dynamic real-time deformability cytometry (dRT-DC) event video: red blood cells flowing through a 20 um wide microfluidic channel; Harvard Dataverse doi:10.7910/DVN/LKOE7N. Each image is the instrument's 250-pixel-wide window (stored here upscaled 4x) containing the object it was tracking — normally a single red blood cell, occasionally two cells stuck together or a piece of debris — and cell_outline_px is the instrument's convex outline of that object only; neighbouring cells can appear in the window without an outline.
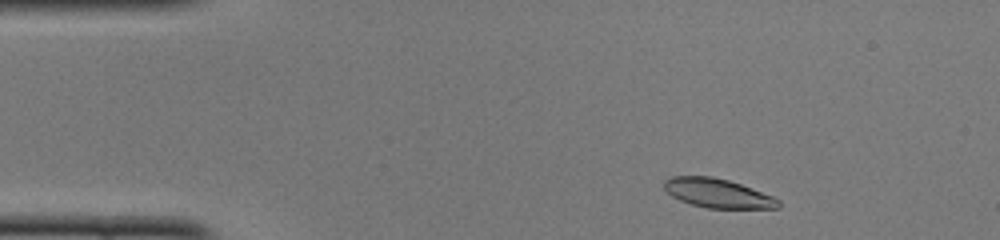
{"species": "common noctule bat (a hibernating species)", "species_latin": "Nyctalus noctula", "temperature_condition": "cold", "stored_images_in_passage": 45, "camera_frame_rate_fps": 3000, "um_per_image_px": 0.085, "animal": {"sex": "female", "body_mass_g": 22.0, "forearm_length_mm": 56.7}, "frame": {"image": 1, "passage_image": 3, "time_ms": 0.667, "image_size_px": [1000, 240], "cell_outline_px": [[780, 208], [708, 208], [692, 204], [680, 200], [672, 196], [664, 188], [664, 180], [672, 176], [712, 176], [728, 180], [752, 188], [772, 196], [780, 200]], "centroid_in_image_um": [61.0, 16.42], "position_along_channel_um": 24.0, "area_um2": 19.25}}
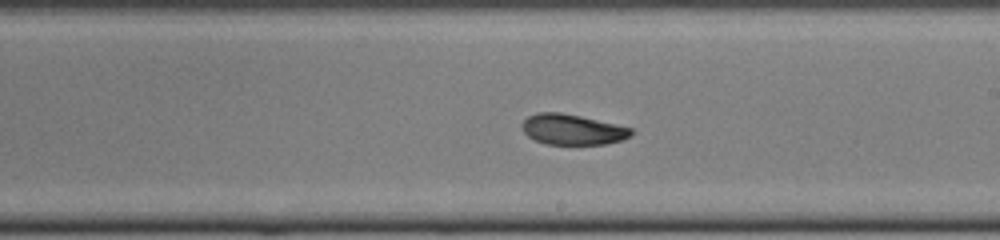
{"frame": {"image": 2, "passage_image": 24, "time_ms": 7.667, "image_size_px": [1000, 240], "cell_outline_px": [[632, 136], [624, 140], [604, 144], [544, 144], [528, 136], [524, 132], [520, 124], [528, 116], [536, 112], [560, 112], [580, 116], [632, 128]], "centroid_in_image_um": [48.64, 11.01], "position_along_channel_um": 240.4, "area_um2": 19.42}}
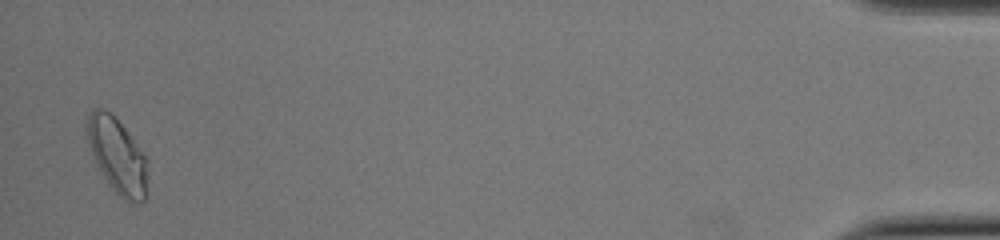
{"frame": {"image": 3, "passage_image": 44, "time_ms": 14.333, "image_size_px": [1000, 240], "cell_outline_px": [[148, 196], [140, 204], [132, 204], [124, 200], [112, 188], [104, 176], [92, 152], [88, 140], [84, 124], [92, 108], [104, 108], [124, 128], [144, 152], [148, 176]], "centroid_in_image_um": [10.01, 13.28], "position_along_channel_um": 425.2, "area_um2": 26.53}, "authors_computed_cell_mechanics": {"area_um2": 20.0566, "velocity_mm_per_s": 4.0714, "shape_relaxation_time_tau1_ms": 4.7623, "shape_relaxation_time_tau2_ms": 2.7577, "deformation_change_tau1": 0.1171, "deformation_change_tau2": 0.0705}}